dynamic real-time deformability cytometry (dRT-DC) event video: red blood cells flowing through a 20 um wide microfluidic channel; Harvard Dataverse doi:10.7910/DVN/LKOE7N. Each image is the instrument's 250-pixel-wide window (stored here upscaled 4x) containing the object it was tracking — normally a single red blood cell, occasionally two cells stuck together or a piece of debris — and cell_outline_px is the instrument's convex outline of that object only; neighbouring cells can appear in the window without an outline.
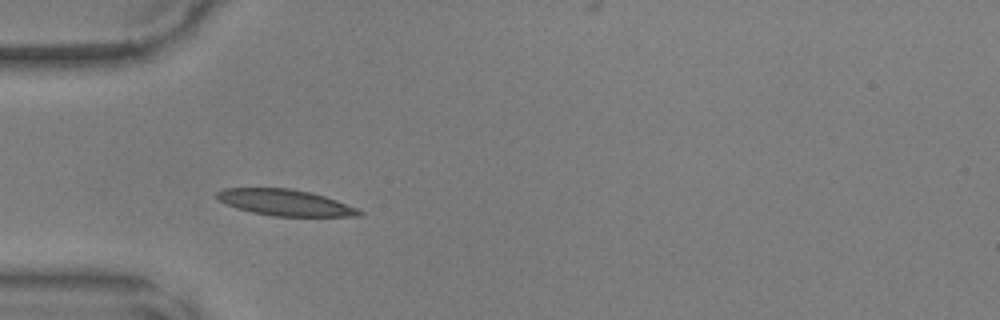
{"species": "common noctule bat (a hibernating species)", "species_latin": "Nyctalus noctula", "temperature_condition": "warm", "stored_images_in_passage": 24, "camera_frame_rate_fps": 3000, "um_per_image_px": 0.085, "animal": {"sex": "male", "body_mass_g": 17.9, "forearm_length_mm": 54.2}, "frame": {"image": 1, "passage_image": 1, "time_ms": 0.0, "image_size_px": [1000, 320], "cell_outline_px": [[364, 212], [360, 216], [272, 216], [252, 212], [236, 208], [224, 204], [216, 196], [216, 192], [224, 188], [288, 188], [312, 192], [336, 200], [356, 208]], "centroid_in_image_um": [24.21, 17.21], "position_along_channel_um": 60.8, "area_um2": 21.68}}
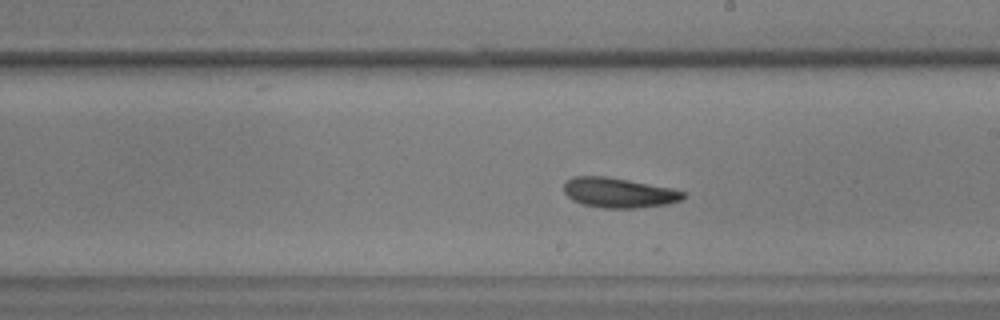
{"frame": {"image": 2, "passage_image": 14, "time_ms": 4.333, "image_size_px": [1000, 320], "cell_outline_px": [[684, 196], [680, 200], [668, 204], [636, 208], [600, 208], [584, 204], [572, 200], [564, 192], [564, 184], [572, 176], [604, 176], [628, 180], [672, 188], [684, 192]], "centroid_in_image_um": [52.57, 16.38], "position_along_channel_um": 236.4, "area_um2": 20.69}}
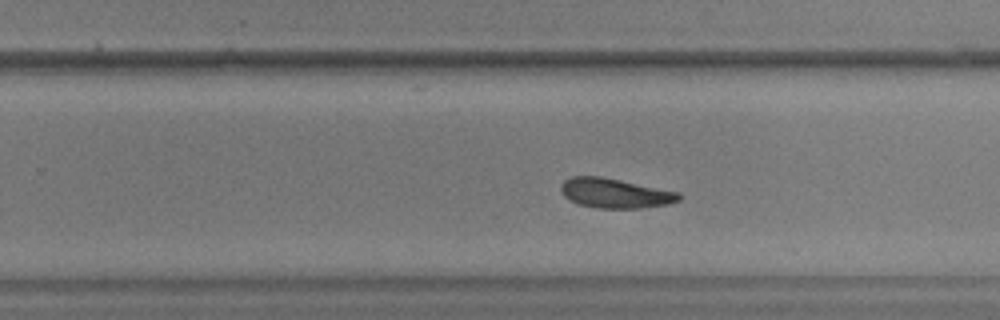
{"frame": {"image": 3, "passage_image": 17, "time_ms": 5.333, "image_size_px": [1000, 320], "cell_outline_px": [[680, 200], [668, 204], [640, 208], [596, 208], [580, 204], [564, 196], [560, 188], [560, 184], [564, 180], [572, 176], [600, 176], [680, 192]], "centroid_in_image_um": [52.28, 16.42], "position_along_channel_um": 277.5, "area_um2": 20.29}}